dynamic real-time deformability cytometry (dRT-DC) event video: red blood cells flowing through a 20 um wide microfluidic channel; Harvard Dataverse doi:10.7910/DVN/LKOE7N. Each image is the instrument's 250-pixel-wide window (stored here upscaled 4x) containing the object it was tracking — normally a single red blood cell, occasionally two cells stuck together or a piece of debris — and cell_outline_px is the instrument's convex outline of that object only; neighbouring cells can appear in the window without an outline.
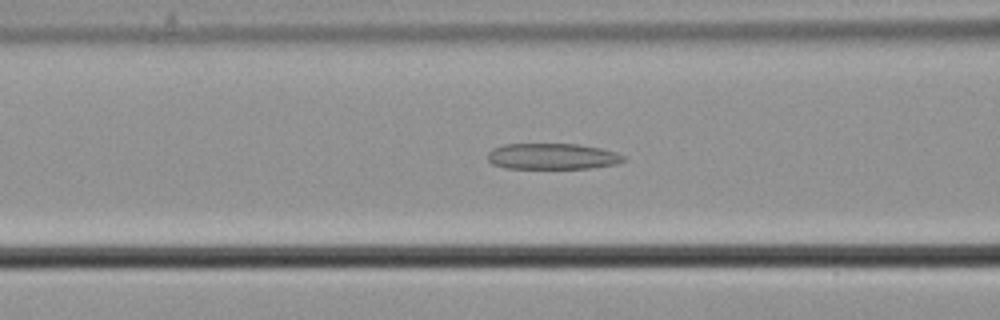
{"species": "common noctule bat (a hibernating species)", "species_latin": "Nyctalus noctula", "temperature_condition": "cold", "stored_images_in_passage": 53, "camera_frame_rate_fps": 3000, "um_per_image_px": 0.085, "animal": {"sex": "male", "body_mass_g": 21.5, "forearm_length_mm": 52.0}, "frame": {"image": 1, "passage_image": 23, "time_ms": 7.333, "image_size_px": [1000, 320], "cell_outline_px": [[624, 160], [616, 164], [592, 168], [504, 168], [492, 164], [488, 160], [488, 152], [492, 148], [504, 144], [576, 144], [600, 148], [616, 152], [624, 156]], "centroid_in_image_um": [46.92, 13.29], "position_along_channel_um": 119.7, "area_um2": 20.58}}
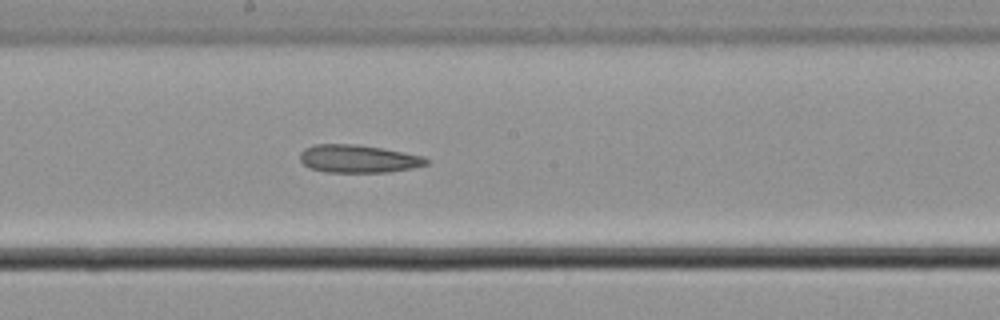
{"frame": {"image": 2, "passage_image": 31, "time_ms": 10.0, "image_size_px": [1000, 320], "cell_outline_px": [[428, 164], [412, 168], [388, 172], [324, 172], [308, 168], [300, 160], [300, 152], [304, 148], [316, 144], [356, 144], [380, 148], [424, 156], [428, 160]], "centroid_in_image_um": [30.41, 13.5], "position_along_channel_um": 217.8, "area_um2": 20.52}}
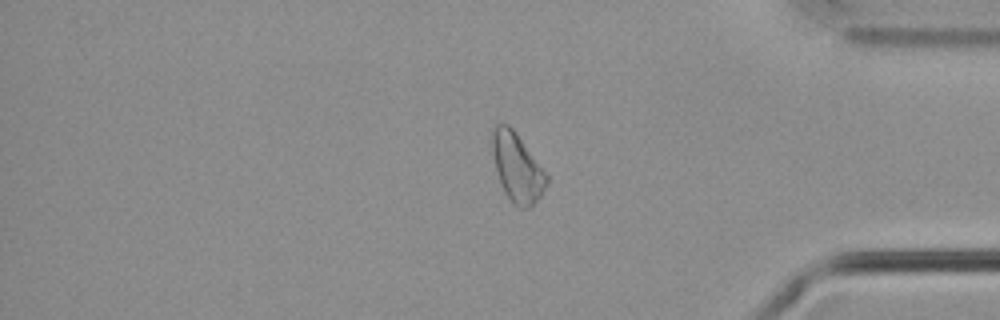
{"frame": {"image": 3, "passage_image": 47, "time_ms": 15.333, "image_size_px": [1000, 320], "cell_outline_px": [[548, 184], [540, 196], [528, 208], [520, 208], [504, 192], [496, 168], [492, 152], [492, 132], [496, 124], [508, 124], [516, 132], [548, 176]], "centroid_in_image_um": [43.96, 14.21], "position_along_channel_um": 391.2, "area_um2": 21.21}}